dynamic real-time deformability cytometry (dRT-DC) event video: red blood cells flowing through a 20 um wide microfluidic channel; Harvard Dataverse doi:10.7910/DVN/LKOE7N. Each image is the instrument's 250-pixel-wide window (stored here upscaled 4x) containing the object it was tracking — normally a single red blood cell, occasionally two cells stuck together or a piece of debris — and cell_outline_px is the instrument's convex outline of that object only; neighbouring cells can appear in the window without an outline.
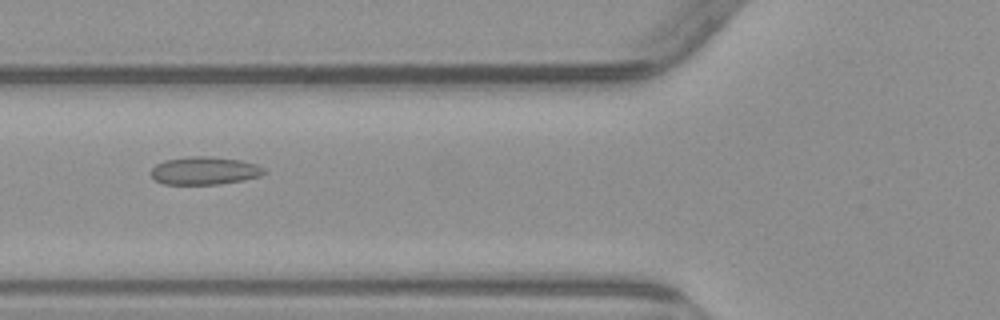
{"species": "common noctule bat (a hibernating species)", "species_latin": "Nyctalus noctula", "temperature_condition": "warm", "stored_images_in_passage": 8, "camera_frame_rate_fps": 3000, "um_per_image_px": 0.085, "animal": {"sex": "male", "body_mass_g": 23.1, "forearm_length_mm": 52.7}, "frame": {"image": 1, "passage_image": 3, "time_ms": 3.333, "image_size_px": [1000, 320], "cell_outline_px": [[264, 172], [260, 176], [244, 180], [220, 184], [164, 184], [156, 180], [148, 172], [156, 164], [164, 160], [188, 156], [212, 156], [240, 160], [256, 164], [264, 168]], "centroid_in_image_um": [17.35, 14.5], "position_along_channel_um": 108.4, "area_um2": 18.5}}
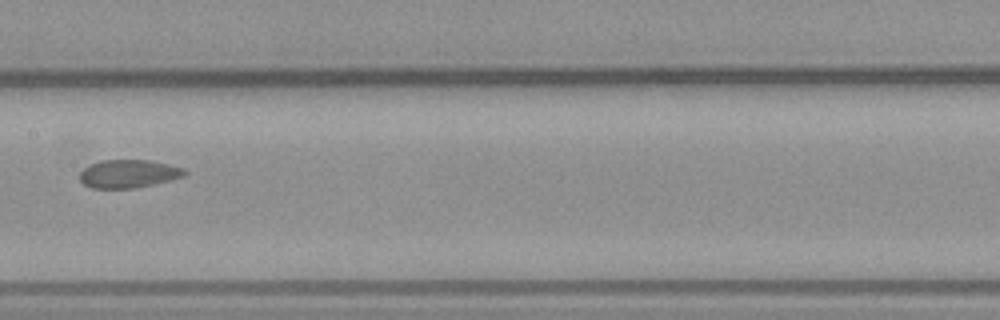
{"frame": {"image": 2, "passage_image": 5, "time_ms": 5.667, "image_size_px": [1000, 320], "cell_outline_px": [[188, 176], [172, 180], [136, 188], [92, 188], [84, 184], [80, 180], [80, 172], [84, 168], [100, 160], [152, 160], [184, 168], [188, 172]], "centroid_in_image_um": [10.99, 14.77], "position_along_channel_um": 196.4, "area_um2": 17.4}}
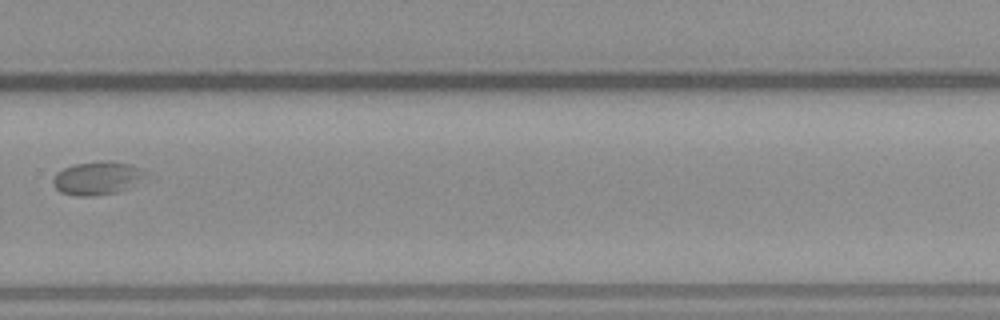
{"frame": {"image": 3, "passage_image": 8, "time_ms": 9.0, "image_size_px": [1000, 320], "cell_outline_px": [[156, 180], [120, 192], [96, 196], [76, 196], [60, 192], [52, 184], [52, 180], [56, 172], [72, 164], [104, 160], [108, 160], [132, 164], [152, 172]], "centroid_in_image_um": [8.52, 15.14], "position_along_channel_um": 321.3, "area_um2": 19.59}}